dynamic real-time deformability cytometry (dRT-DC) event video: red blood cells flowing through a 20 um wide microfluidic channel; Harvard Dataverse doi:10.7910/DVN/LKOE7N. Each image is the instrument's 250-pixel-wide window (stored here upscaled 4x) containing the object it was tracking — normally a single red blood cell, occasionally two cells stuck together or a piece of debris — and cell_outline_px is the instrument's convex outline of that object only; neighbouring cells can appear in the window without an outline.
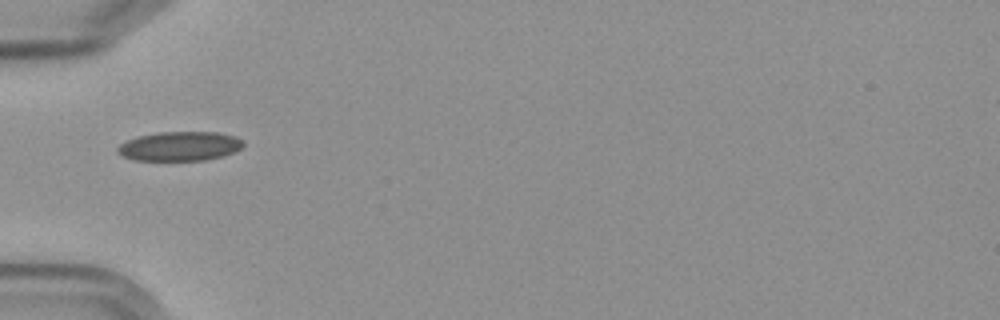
{"species": "Egyptian fruit bat (a non-hibernating species)", "species_latin": "Rousettus aegyptiacus", "temperature_condition": "cold", "stored_images_in_passage": 38, "camera_frame_rate_fps": 3000, "um_per_image_px": 0.085, "frame": {"image": 1, "passage_image": 1, "time_ms": 0.0, "image_size_px": [1000, 320], "cell_outline_px": [[244, 144], [240, 148], [224, 156], [204, 160], [132, 160], [116, 152], [116, 148], [120, 144], [136, 136], [160, 132], [220, 132], [236, 136], [244, 140]], "centroid_in_image_um": [15.28, 12.42], "position_along_channel_um": 69.7, "area_um2": 21.56}}
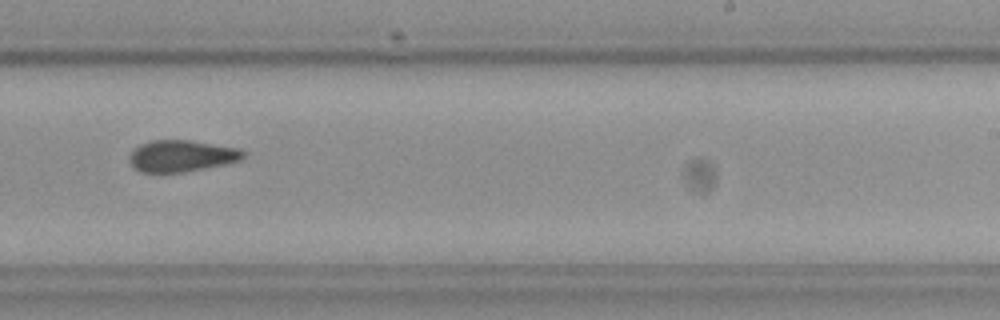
{"frame": {"image": 2, "passage_image": 18, "time_ms": 5.667, "image_size_px": [1000, 320], "cell_outline_px": [[244, 156], [240, 160], [224, 164], [180, 172], [140, 172], [128, 160], [128, 156], [140, 144], [152, 140], [192, 140], [240, 148], [244, 152]], "centroid_in_image_um": [15.43, 13.23], "position_along_channel_um": 273.6, "area_um2": 20.75}}
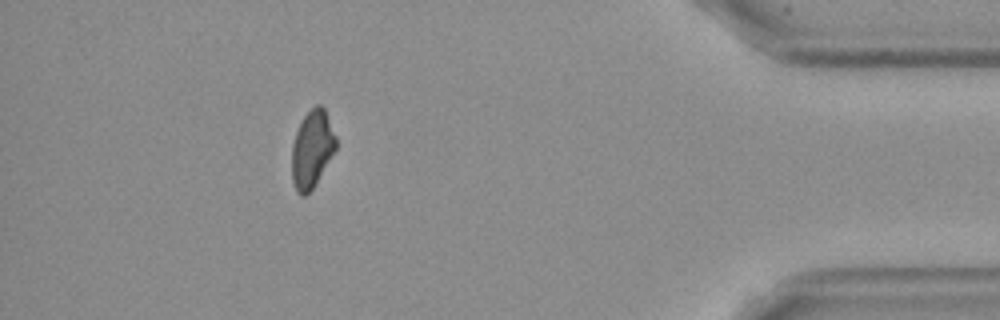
{"frame": {"image": 3, "passage_image": 33, "time_ms": 10.667, "image_size_px": [1000, 320], "cell_outline_px": [[336, 148], [312, 188], [304, 196], [300, 196], [296, 192], [292, 180], [292, 144], [296, 132], [304, 116], [316, 104], [320, 104], [324, 108], [336, 136]], "centroid_in_image_um": [26.5, 12.67], "position_along_channel_um": 408.7, "area_um2": 19.54}}